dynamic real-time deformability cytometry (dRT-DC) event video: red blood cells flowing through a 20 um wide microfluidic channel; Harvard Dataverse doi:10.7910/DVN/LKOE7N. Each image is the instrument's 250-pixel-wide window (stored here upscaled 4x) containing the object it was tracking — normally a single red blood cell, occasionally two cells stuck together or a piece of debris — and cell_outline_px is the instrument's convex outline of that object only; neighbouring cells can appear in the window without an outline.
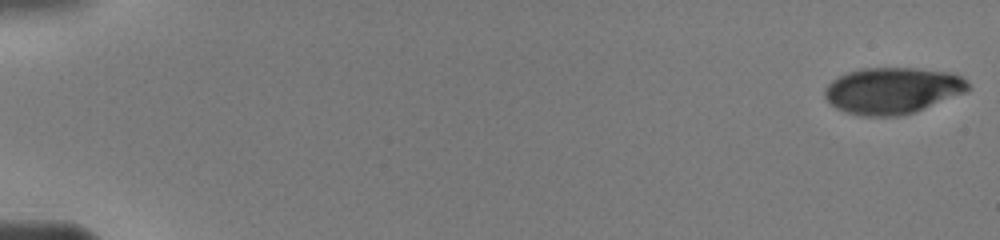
{"species": "human", "species_latin": "Homo sapiens", "temperature_condition": "warm", "stored_images_in_passage": 30, "camera_frame_rate_fps": 3000, "um_per_image_px": 0.085, "donor": {"sex": "male"}, "frame": {"image": 1, "passage_image": 1, "time_ms": 0.0, "image_size_px": [1000, 240], "cell_outline_px": [[968, 92], [912, 112], [900, 116], [864, 116], [848, 112], [836, 108], [824, 96], [824, 92], [828, 84], [832, 80], [848, 72], [860, 68], [916, 68], [952, 72], [968, 80]], "centroid_in_image_um": [75.88, 7.68], "position_along_channel_um": 9.1, "area_um2": 38.61}}
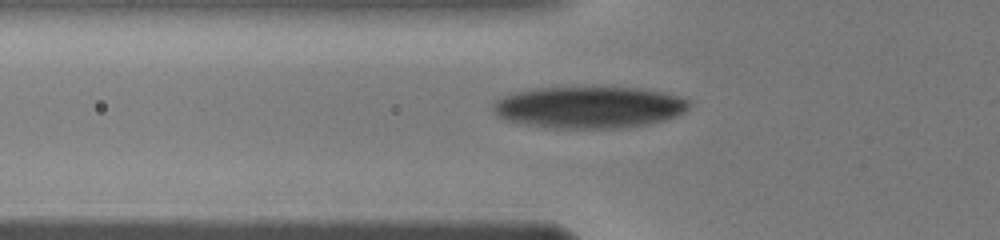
{"frame": {"image": 2, "passage_image": 23, "time_ms": 6.0, "image_size_px": [1000, 240], "cell_outline_px": [[688, 108], [684, 112], [676, 116], [664, 120], [648, 124], [620, 128], [552, 128], [508, 120], [496, 116], [492, 108], [492, 104], [496, 100], [504, 96], [516, 92], [540, 88], [640, 88], [664, 92], [680, 96], [688, 100]], "centroid_in_image_um": [50.09, 9.12], "position_along_channel_um": 75.7, "area_um2": 47.28}}
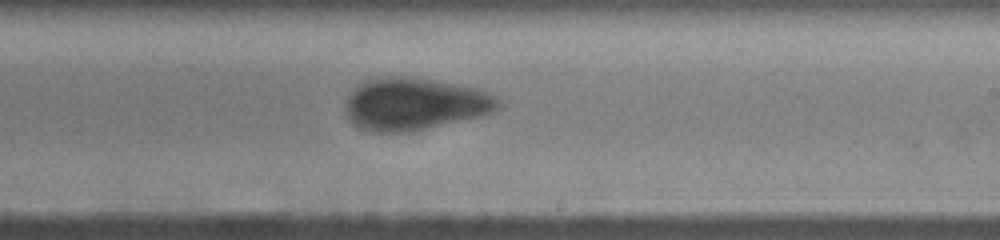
{"frame": {"image": 3, "passage_image": 30, "time_ms": 10.333, "image_size_px": [1000, 240], "cell_outline_px": [[504, 104], [500, 108], [492, 112], [476, 116], [404, 132], [376, 132], [360, 128], [352, 124], [344, 112], [344, 108], [348, 96], [356, 88], [372, 80], [428, 80], [472, 88], [484, 92], [500, 100]], "centroid_in_image_um": [35.21, 8.9], "position_along_channel_um": 253.8, "area_um2": 44.04}}